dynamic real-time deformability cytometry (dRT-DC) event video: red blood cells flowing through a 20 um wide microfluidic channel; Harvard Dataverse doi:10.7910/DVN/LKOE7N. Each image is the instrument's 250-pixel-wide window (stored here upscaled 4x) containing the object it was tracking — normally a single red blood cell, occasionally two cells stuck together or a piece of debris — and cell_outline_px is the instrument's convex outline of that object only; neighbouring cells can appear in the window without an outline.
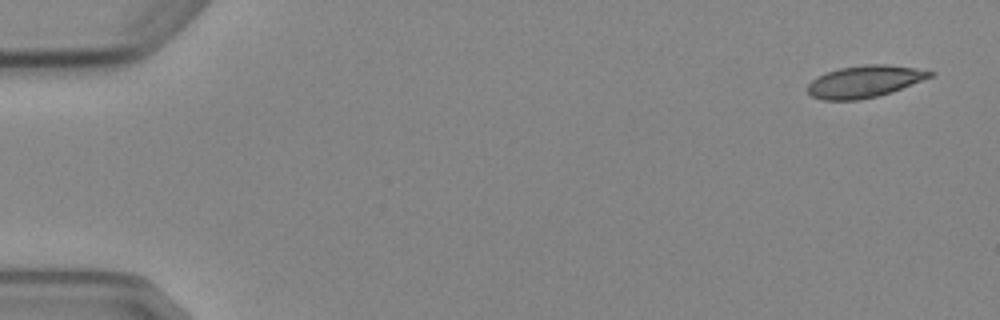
{"species": "Egyptian fruit bat (a non-hibernating species)", "species_latin": "Rousettus aegyptiacus", "temperature_condition": "cold", "stored_images_in_passage": 5, "camera_frame_rate_fps": 3000, "um_per_image_px": 0.085, "animal": {"sex": "female"}, "frame": {"image": 1, "passage_image": 1, "time_ms": 0.0, "image_size_px": [1000, 320], "cell_outline_px": [[936, 72], [932, 76], [892, 92], [860, 100], [824, 100], [812, 96], [808, 92], [808, 84], [812, 80], [828, 72], [840, 68], [864, 64], [884, 64], [912, 68]], "centroid_in_image_um": [73.48, 6.93], "position_along_channel_um": 11.5, "area_um2": 22.43}}
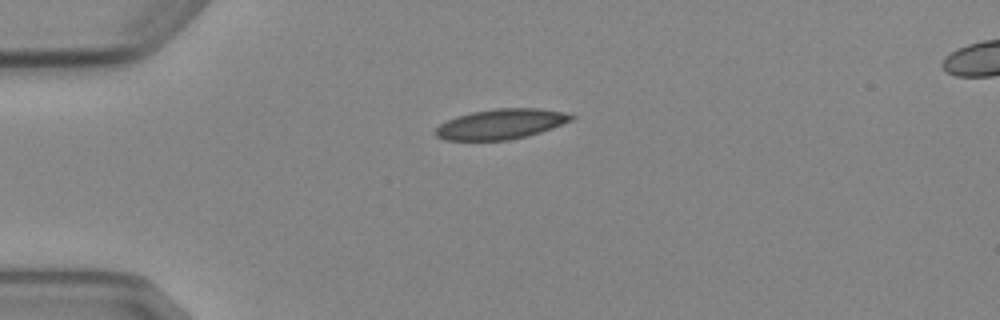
{"frame": {"image": 2, "passage_image": 4, "time_ms": 3.667, "image_size_px": [1000, 320], "cell_outline_px": [[576, 116], [572, 120], [552, 128], [528, 136], [508, 140], [444, 140], [436, 136], [432, 132], [440, 124], [448, 120], [472, 112], [496, 108], [540, 108], [564, 112]], "centroid_in_image_um": [42.58, 10.55], "position_along_channel_um": 42.4, "area_um2": 23.81}}